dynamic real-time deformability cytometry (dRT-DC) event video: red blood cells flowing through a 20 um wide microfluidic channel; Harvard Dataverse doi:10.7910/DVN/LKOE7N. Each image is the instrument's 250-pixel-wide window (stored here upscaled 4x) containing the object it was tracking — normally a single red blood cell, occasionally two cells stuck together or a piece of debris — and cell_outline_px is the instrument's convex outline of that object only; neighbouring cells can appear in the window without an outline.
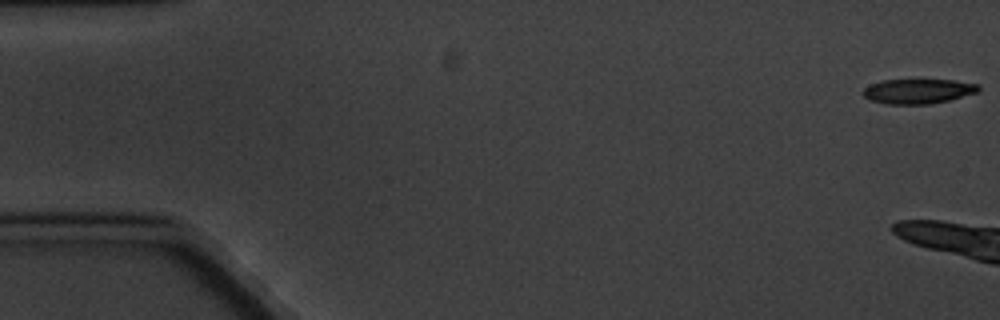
{"species": "common noctule bat (a hibernating species)", "species_latin": "Nyctalus noctula", "temperature_condition": "cold", "stored_images_in_passage": 6, "camera_frame_rate_fps": 3000, "um_per_image_px": 0.085, "animal": {"sex": "male", "body_mass_g": 20.1, "forearm_length_mm": 53.5}, "frame": {"image": 1, "passage_image": 1, "time_ms": 0.0, "image_size_px": [1000, 320], "cell_outline_px": [[980, 88], [976, 92], [948, 100], [928, 104], [884, 104], [872, 100], [864, 96], [864, 88], [868, 84], [880, 80], [952, 80], [980, 84]], "centroid_in_image_um": [78.0, 7.74], "position_along_channel_um": 7.0, "area_um2": 16.53}}